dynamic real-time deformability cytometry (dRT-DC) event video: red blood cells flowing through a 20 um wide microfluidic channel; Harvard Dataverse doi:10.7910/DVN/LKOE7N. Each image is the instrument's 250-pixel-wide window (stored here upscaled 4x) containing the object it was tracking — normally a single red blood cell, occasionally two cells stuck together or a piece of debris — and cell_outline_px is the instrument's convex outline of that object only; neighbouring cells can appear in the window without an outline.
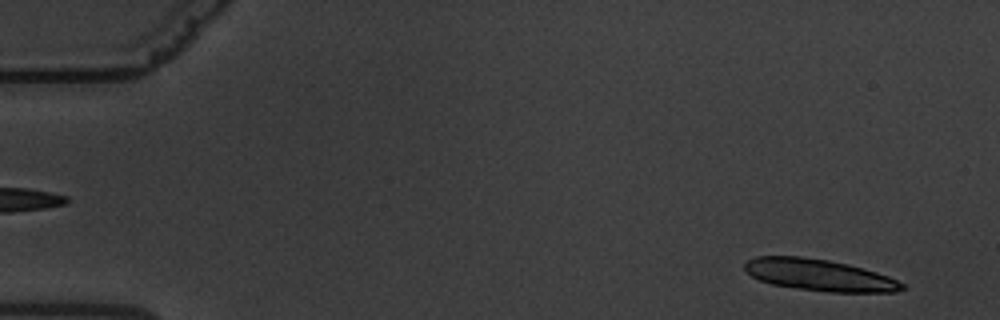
{"species": "common noctule bat (a hibernating species)", "species_latin": "Nyctalus noctula", "temperature_condition": "warm", "stored_images_in_passage": 18, "camera_frame_rate_fps": 3000, "um_per_image_px": 0.085, "animal": {"sex": "male", "body_mass_g": 19.5, "forearm_length_mm": 54.6}, "frame": {"image": 1, "passage_image": 3, "time_ms": 0.667, "image_size_px": [1000, 320], "cell_outline_px": [[908, 288], [896, 292], [828, 292], [772, 284], [760, 280], [752, 276], [744, 268], [744, 264], [748, 260], [756, 256], [800, 256], [828, 260], [848, 264], [864, 268], [888, 276], [904, 284]], "centroid_in_image_um": [69.67, 23.37], "position_along_channel_um": 15.3, "area_um2": 28.9}}